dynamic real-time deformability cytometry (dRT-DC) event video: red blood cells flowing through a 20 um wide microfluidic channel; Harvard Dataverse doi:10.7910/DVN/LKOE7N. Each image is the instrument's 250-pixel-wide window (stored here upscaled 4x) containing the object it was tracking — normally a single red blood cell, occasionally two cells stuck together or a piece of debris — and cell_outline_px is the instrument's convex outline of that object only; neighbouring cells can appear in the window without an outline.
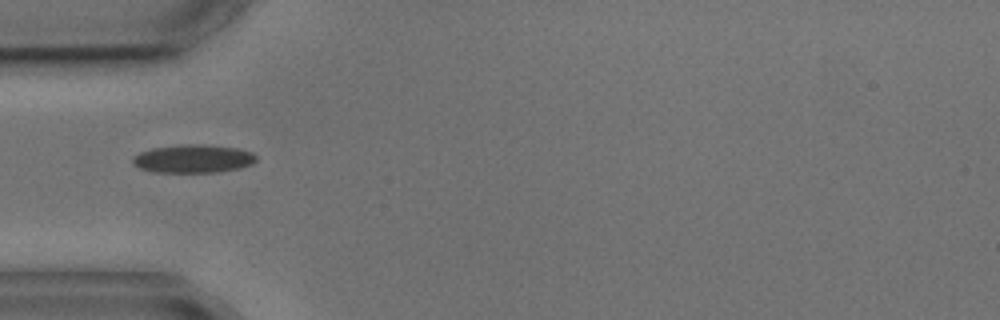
{"species": "common noctule bat (a hibernating species)", "species_latin": "Nyctalus noctula", "temperature_condition": "cold", "stored_images_in_passage": 2, "camera_frame_rate_fps": 3000, "um_per_image_px": 0.085, "animal": {"sex": "male", "body_mass_g": 17.9, "forearm_length_mm": 54.2}, "frame": {"image": 1, "passage_image": 1, "time_ms": 0.0, "image_size_px": [1000, 320], "cell_outline_px": [[256, 160], [252, 164], [236, 168], [212, 172], [156, 172], [140, 168], [132, 164], [132, 156], [140, 152], [152, 148], [184, 144], [204, 144], [240, 148], [252, 152], [256, 156]], "centroid_in_image_um": [16.4, 13.47], "position_along_channel_um": 68.6, "area_um2": 20.29}}